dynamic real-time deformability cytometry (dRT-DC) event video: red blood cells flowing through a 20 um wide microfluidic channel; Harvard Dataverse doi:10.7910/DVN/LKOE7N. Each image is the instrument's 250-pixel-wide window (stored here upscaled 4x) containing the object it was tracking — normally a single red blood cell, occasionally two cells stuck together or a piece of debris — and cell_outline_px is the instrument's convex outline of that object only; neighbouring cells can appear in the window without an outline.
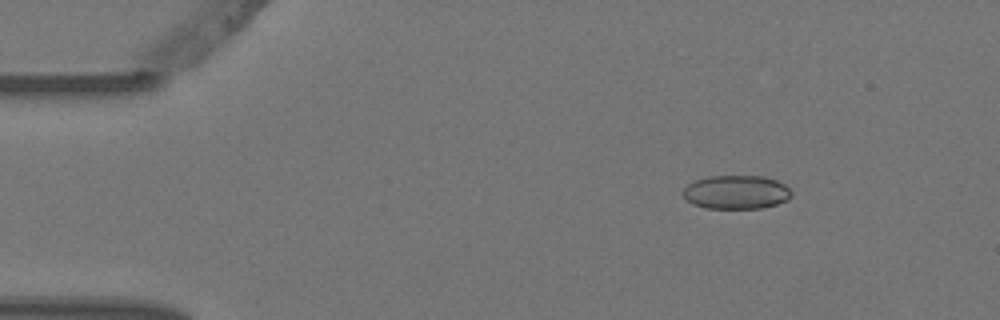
{"species": "Egyptian fruit bat (a non-hibernating species)", "species_latin": "Rousettus aegyptiacus", "temperature_condition": "warm", "stored_images_in_passage": 3, "camera_frame_rate_fps": 3000, "um_per_image_px": 0.085, "animal": {"sex": "female"}, "frame": {"image": 1, "passage_image": 1, "time_ms": 0.0, "image_size_px": [1000, 320], "cell_outline_px": [[792, 196], [788, 200], [776, 204], [760, 208], [704, 208], [692, 204], [684, 196], [684, 188], [688, 184], [696, 180], [708, 176], [764, 176], [776, 180], [784, 184], [792, 192]], "centroid_in_image_um": [62.6, 16.33], "position_along_channel_um": 22.4, "area_um2": 21.27}}